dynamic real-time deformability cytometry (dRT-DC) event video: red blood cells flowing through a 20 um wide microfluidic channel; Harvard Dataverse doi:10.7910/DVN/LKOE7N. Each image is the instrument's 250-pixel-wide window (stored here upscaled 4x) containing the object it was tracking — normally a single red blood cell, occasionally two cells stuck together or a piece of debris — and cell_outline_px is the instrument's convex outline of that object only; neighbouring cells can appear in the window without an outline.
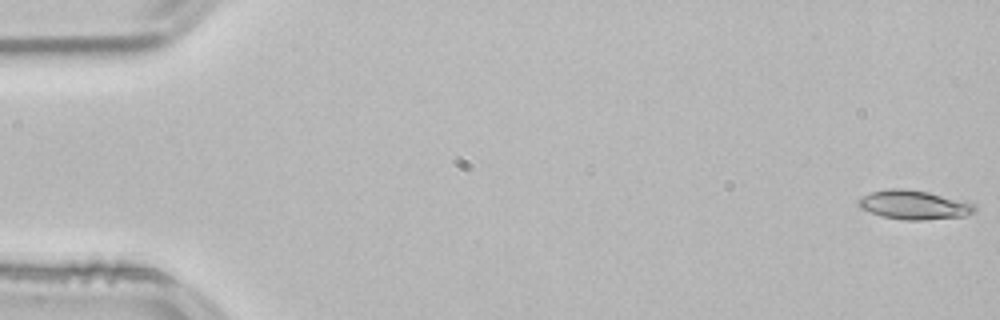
{"species": "common noctule bat (a hibernating species)", "species_latin": "Nyctalus noctula", "temperature_condition": "room temperature", "stored_images_in_passage": 53, "camera_frame_rate_fps": 3000, "um_per_image_px": 0.085, "animal": {"sex": "male", "body_mass_g": 21.5, "forearm_length_mm": 52.0}, "frame": {"image": 1, "passage_image": 1, "time_ms": 0.0, "image_size_px": [1000, 320], "cell_outline_px": [[976, 212], [964, 216], [924, 220], [904, 220], [880, 216], [860, 208], [856, 204], [860, 196], [872, 192], [892, 188], [904, 188], [928, 192], [964, 200], [976, 204]], "centroid_in_image_um": [77.69, 17.41], "position_along_channel_um": 7.3, "area_um2": 19.94}}
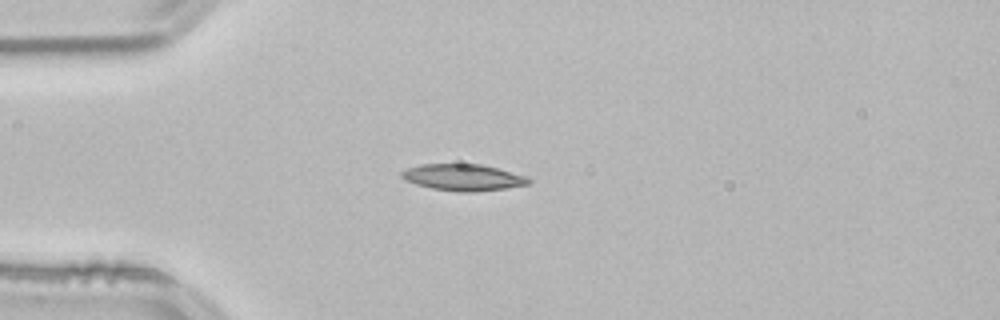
{"frame": {"image": 2, "passage_image": 14, "time_ms": 4.333, "image_size_px": [1000, 320], "cell_outline_px": [[532, 180], [528, 184], [508, 188], [476, 192], [460, 192], [432, 188], [416, 184], [404, 180], [400, 176], [400, 172], [408, 168], [420, 164], [480, 164], [528, 176]], "centroid_in_image_um": [39.37, 15.08], "position_along_channel_um": 45.6, "area_um2": 19.71}}
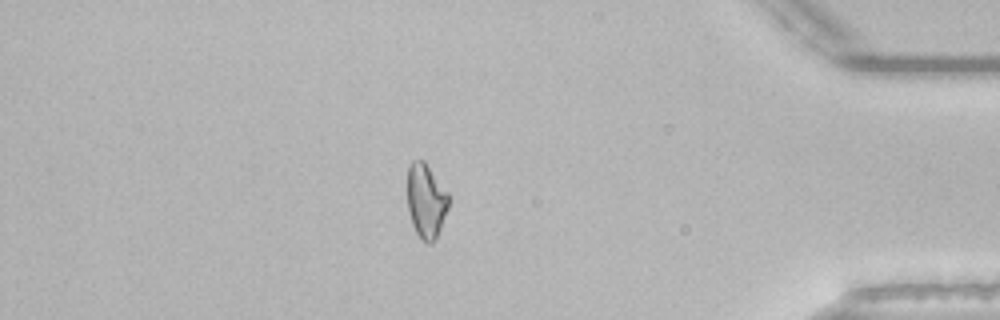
{"frame": {"image": 3, "passage_image": 46, "time_ms": 15.0, "image_size_px": [1000, 320], "cell_outline_px": [[448, 208], [436, 240], [432, 244], [428, 244], [420, 240], [412, 224], [408, 208], [408, 168], [412, 160], [424, 160], [448, 192]], "centroid_in_image_um": [36.22, 17.1], "position_along_channel_um": 399.0, "area_um2": 17.98}}